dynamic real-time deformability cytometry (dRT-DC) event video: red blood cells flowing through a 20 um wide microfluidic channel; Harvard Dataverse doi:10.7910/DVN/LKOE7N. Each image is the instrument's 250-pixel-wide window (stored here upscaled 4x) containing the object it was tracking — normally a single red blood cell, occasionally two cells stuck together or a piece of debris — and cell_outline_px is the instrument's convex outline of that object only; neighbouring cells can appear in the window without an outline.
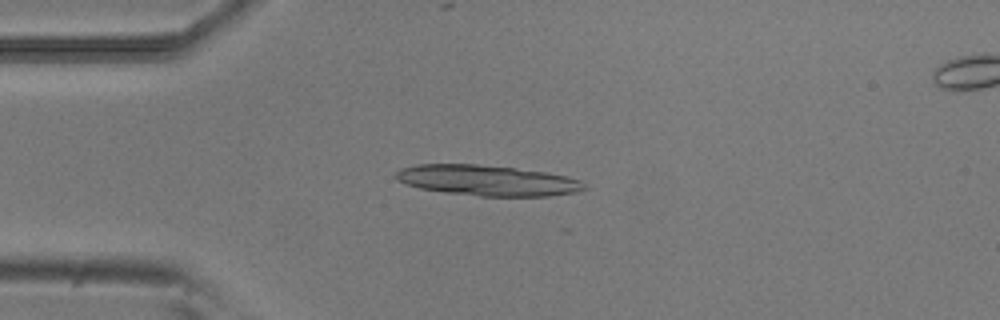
{"species": "common noctule bat (a hibernating species)", "species_latin": "Nyctalus noctula", "temperature_condition": "room temperature", "stored_images_in_passage": 41, "camera_frame_rate_fps": 3000, "um_per_image_px": 0.085, "animal": {"sex": "male", "body_mass_g": 20.5, "forearm_length_mm": 52.5}, "frame": {"image": 1, "passage_image": 7, "time_ms": 2.0, "image_size_px": [1000, 320], "cell_outline_px": [[588, 188], [576, 192], [548, 196], [480, 196], [444, 192], [420, 188], [404, 184], [396, 180], [396, 172], [400, 168], [416, 164], [476, 164], [516, 168], [544, 172], [564, 176], [580, 180]], "centroid_in_image_um": [41.38, 15.33], "position_along_channel_um": 43.6, "area_um2": 33.52}}